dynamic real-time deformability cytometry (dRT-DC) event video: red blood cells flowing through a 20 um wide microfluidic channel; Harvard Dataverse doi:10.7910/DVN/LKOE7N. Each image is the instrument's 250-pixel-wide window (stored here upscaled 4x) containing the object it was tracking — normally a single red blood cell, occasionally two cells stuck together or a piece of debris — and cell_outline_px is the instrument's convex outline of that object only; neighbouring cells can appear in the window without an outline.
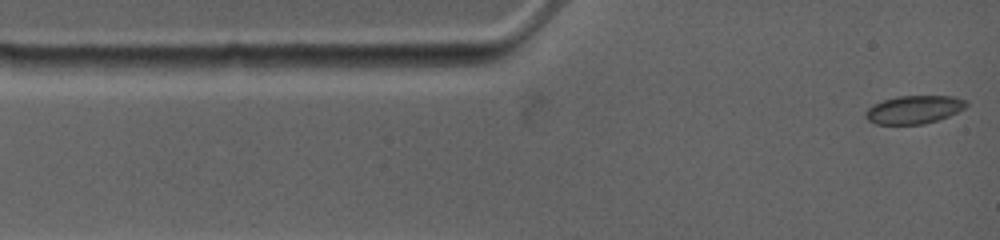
{"species": "common noctule bat (a hibernating species)", "species_latin": "Nyctalus noctula", "temperature_condition": "warm", "stored_images_in_passage": 54, "camera_frame_rate_fps": 4500, "um_per_image_px": 0.085, "animal": {"sex": "female", "body_mass_g": 19.0, "forearm_length_mm": 53.3}, "frame": {"image": 1, "passage_image": 1, "time_ms": 0.0, "image_size_px": [1000, 240], "cell_outline_px": [[968, 104], [964, 108], [948, 116], [924, 124], [876, 124], [868, 120], [864, 116], [864, 112], [868, 108], [884, 100], [900, 96], [952, 96], [964, 100]], "centroid_in_image_um": [77.67, 9.32], "position_along_channel_um": 7.3, "area_um2": 16.24}}
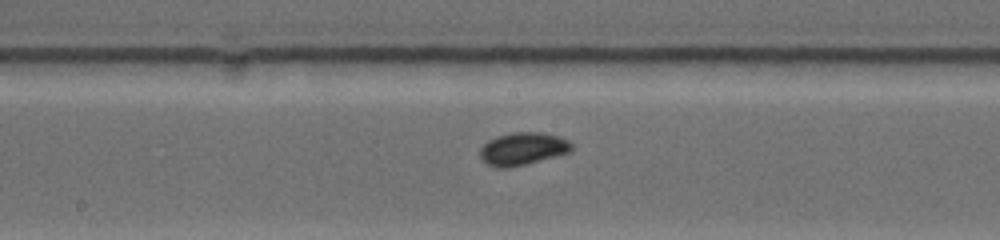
{"frame": {"image": 2, "passage_image": 20, "time_ms": 6.222, "image_size_px": [1000, 240], "cell_outline_px": [[572, 148], [568, 152], [528, 164], [508, 168], [496, 168], [480, 160], [480, 148], [488, 140], [496, 136], [512, 132], [544, 132], [560, 136], [568, 140], [572, 144]], "centroid_in_image_um": [44.4, 12.64], "position_along_channel_um": 203.8, "area_um2": 17.63}}
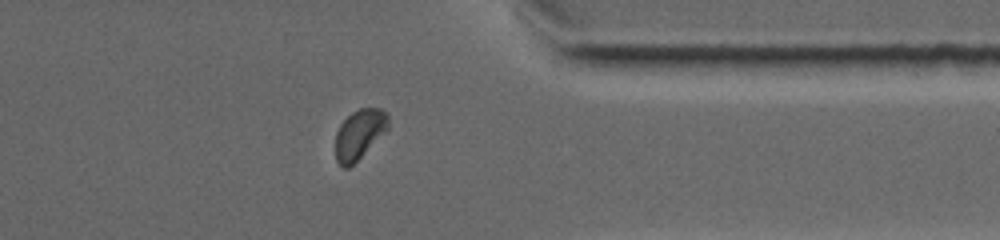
{"frame": {"image": 3, "passage_image": 43, "time_ms": 11.111, "image_size_px": [1000, 240], "cell_outline_px": [[388, 128], [348, 168], [344, 168], [336, 160], [336, 132], [340, 124], [352, 112], [360, 108], [380, 108], [388, 112]], "centroid_in_image_um": [30.54, 11.37], "position_along_channel_um": 380.9, "area_um2": 14.85}}